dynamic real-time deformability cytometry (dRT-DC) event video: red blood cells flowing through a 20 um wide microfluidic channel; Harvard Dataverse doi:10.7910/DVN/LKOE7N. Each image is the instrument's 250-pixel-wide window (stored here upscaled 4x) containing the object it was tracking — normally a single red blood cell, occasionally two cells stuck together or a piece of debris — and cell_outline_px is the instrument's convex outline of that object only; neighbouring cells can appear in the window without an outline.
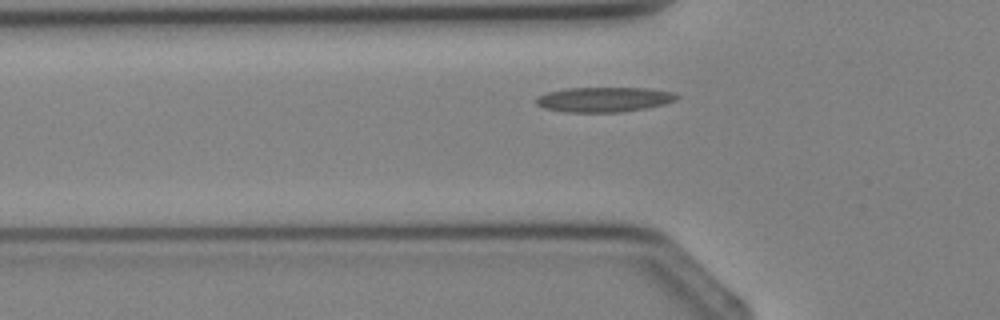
{"species": "Egyptian fruit bat (a non-hibernating species)", "species_latin": "Rousettus aegyptiacus", "temperature_condition": "cold", "stored_images_in_passage": 3, "camera_frame_rate_fps": 3000, "um_per_image_px": 0.085, "animal": {"sex": "female"}, "frame": {"image": 1, "passage_image": 3, "time_ms": 2.333, "image_size_px": [1000, 320], "cell_outline_px": [[680, 96], [676, 100], [664, 104], [624, 112], [564, 112], [544, 108], [536, 104], [536, 96], [548, 92], [568, 88], [644, 88], [672, 92]], "centroid_in_image_um": [51.32, 8.46], "position_along_channel_um": 74.5, "area_um2": 20.35}}